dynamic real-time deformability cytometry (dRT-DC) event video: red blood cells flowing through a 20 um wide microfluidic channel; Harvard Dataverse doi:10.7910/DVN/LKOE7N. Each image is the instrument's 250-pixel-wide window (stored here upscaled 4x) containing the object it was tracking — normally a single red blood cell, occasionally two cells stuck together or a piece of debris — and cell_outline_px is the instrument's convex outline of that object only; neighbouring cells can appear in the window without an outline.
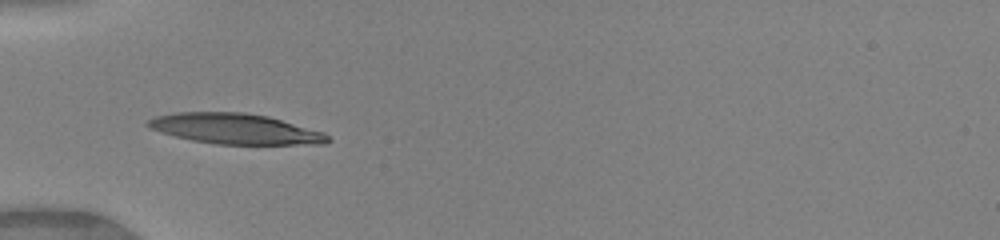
{"species": "human", "species_latin": "Homo sapiens", "temperature_condition": "warm", "stored_images_in_passage": 33, "camera_frame_rate_fps": 3000, "um_per_image_px": 0.085, "donor": {"sex": "female"}, "frame": {"image": 1, "passage_image": 1, "time_ms": 0.0, "image_size_px": [1000, 240], "cell_outline_px": [[332, 140], [324, 144], [216, 144], [192, 140], [160, 132], [148, 128], [144, 124], [148, 120], [156, 116], [172, 112], [244, 112], [268, 116], [324, 132]], "centroid_in_image_um": [19.97, 10.94], "position_along_channel_um": 65.0, "area_um2": 31.96}}
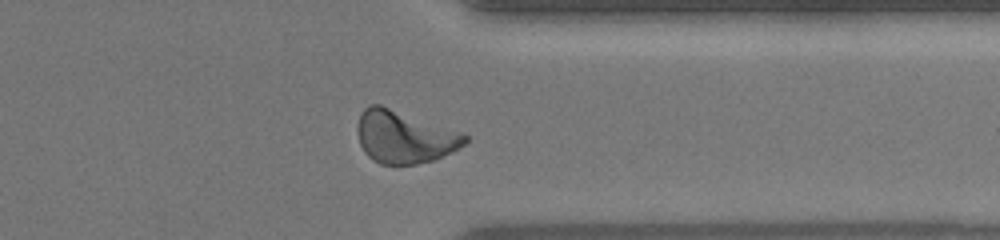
{"frame": {"image": 2, "passage_image": 24, "time_ms": 7.667, "image_size_px": [1000, 240], "cell_outline_px": [[468, 140], [464, 144], [452, 152], [432, 160], [416, 164], [380, 164], [372, 160], [364, 152], [360, 144], [356, 132], [356, 128], [360, 112], [368, 104], [380, 104], [464, 132], [468, 136]], "centroid_in_image_um": [34.35, 11.62], "position_along_channel_um": 377.1, "area_um2": 33.29}}
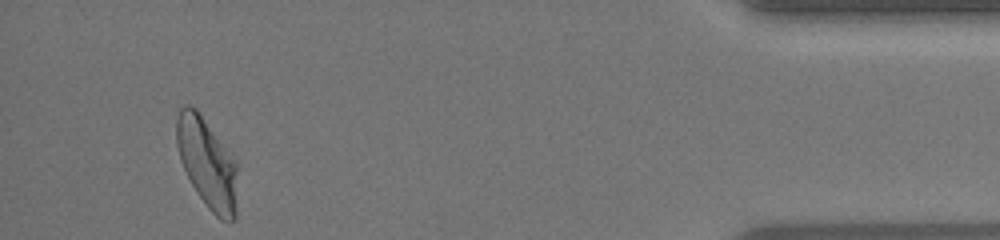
{"frame": {"image": 3, "passage_image": 31, "time_ms": 10.0, "image_size_px": [1000, 240], "cell_outline_px": [[236, 216], [232, 220], [220, 220], [208, 208], [196, 192], [180, 160], [176, 144], [176, 120], [180, 108], [184, 104], [188, 104], [196, 108], [236, 160]], "centroid_in_image_um": [17.59, 13.84], "position_along_channel_um": 417.6, "area_um2": 31.79}, "authors_computed_cell_mechanics": {"area_um2": 31.3854, "velocity_mm_per_s": 4.1321, "shape_relaxation_time_tau1_ms": 6.0425, "shape_relaxation_time_tau2_ms": 1.589, "deformation_change_tau1": 0.2347, "deformation_change_tau2": 0.0834}}